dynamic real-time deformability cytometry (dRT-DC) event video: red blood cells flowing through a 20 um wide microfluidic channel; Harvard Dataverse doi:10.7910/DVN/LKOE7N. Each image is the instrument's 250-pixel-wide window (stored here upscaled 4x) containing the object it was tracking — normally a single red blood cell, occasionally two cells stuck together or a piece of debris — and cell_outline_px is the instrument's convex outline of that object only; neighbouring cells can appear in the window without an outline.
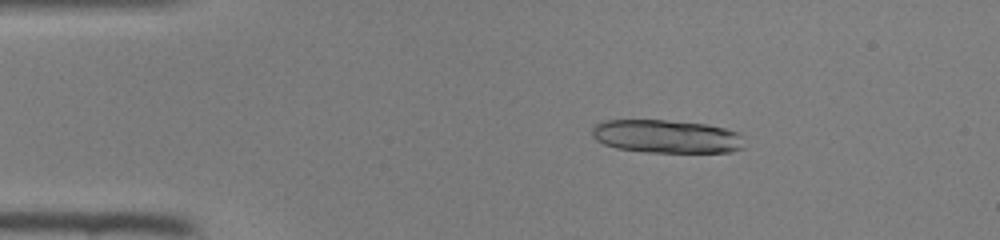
{"species": "common noctule bat (a hibernating species)", "species_latin": "Nyctalus noctula", "temperature_condition": "room temperature", "stored_images_in_passage": 45, "camera_frame_rate_fps": 3000, "um_per_image_px": 0.085, "animal": {"sex": "female", "body_mass_g": 22.0, "forearm_length_mm": 56.7}, "frame": {"image": 1, "passage_image": 6, "time_ms": 1.667, "image_size_px": [1000, 240], "cell_outline_px": [[744, 148], [732, 152], [644, 152], [616, 148], [604, 144], [596, 140], [592, 136], [592, 128], [596, 124], [604, 120], [664, 120], [708, 124], [740, 132], [744, 136]], "centroid_in_image_um": [56.7, 11.6], "position_along_channel_um": 28.3, "area_um2": 29.88}}
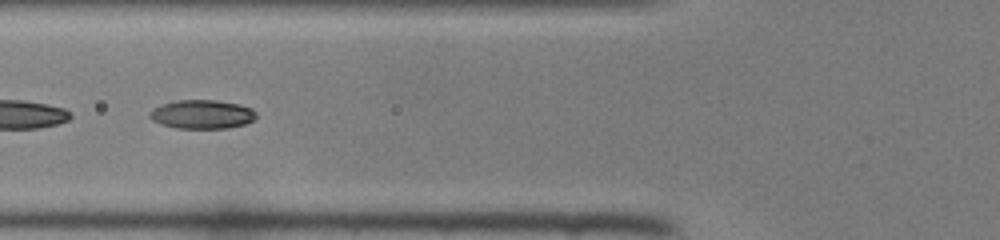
{"frame": {"image": 2, "passage_image": 16, "time_ms": 5.0, "image_size_px": [1000, 240], "cell_outline_px": [[256, 116], [252, 120], [244, 124], [228, 128], [176, 128], [160, 124], [152, 120], [148, 116], [148, 112], [152, 108], [176, 100], [216, 100], [240, 104], [252, 108], [256, 112]], "centroid_in_image_um": [17.15, 9.71], "position_along_channel_um": 108.7, "area_um2": 17.98}}
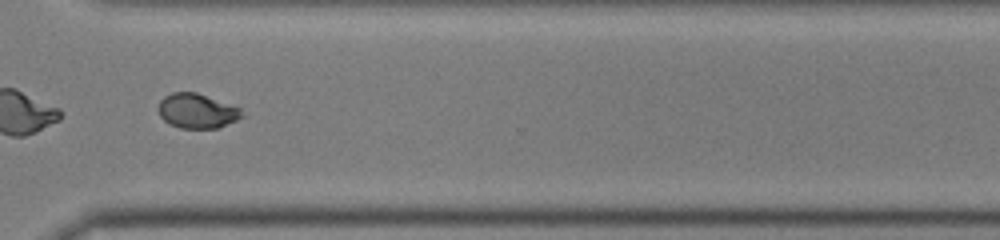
{"frame": {"image": 3, "passage_image": 33, "time_ms": 10.667, "image_size_px": [1000, 240], "cell_outline_px": [[244, 116], [220, 128], [180, 128], [168, 124], [160, 116], [156, 108], [160, 100], [164, 96], [172, 92], [196, 92], [240, 108]], "centroid_in_image_um": [16.7, 9.44], "position_along_channel_um": 353.9, "area_um2": 16.99}}